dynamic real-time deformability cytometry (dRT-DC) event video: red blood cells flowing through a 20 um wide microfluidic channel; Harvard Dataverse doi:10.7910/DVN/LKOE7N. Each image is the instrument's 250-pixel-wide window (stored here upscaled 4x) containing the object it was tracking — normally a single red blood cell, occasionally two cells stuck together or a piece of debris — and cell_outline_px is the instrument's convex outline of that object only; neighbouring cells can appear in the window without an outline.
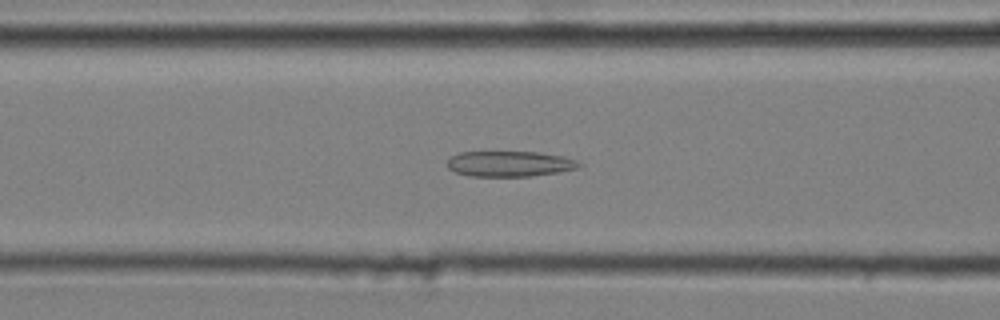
{"species": "common noctule bat (a hibernating species)", "species_latin": "Nyctalus noctula", "temperature_condition": "cold", "stored_images_in_passage": 49, "camera_frame_rate_fps": 3000, "um_per_image_px": 0.085, "animal": {"sex": "male", "body_mass_g": 20.4}, "frame": {"image": 1, "passage_image": 21, "time_ms": 6.667, "image_size_px": [1000, 320], "cell_outline_px": [[584, 164], [576, 168], [556, 172], [532, 176], [468, 176], [456, 172], [448, 168], [448, 160], [452, 156], [460, 152], [540, 152], [564, 156], [576, 160]], "centroid_in_image_um": [43.33, 13.92], "position_along_channel_um": 123.3, "area_um2": 19.54}}
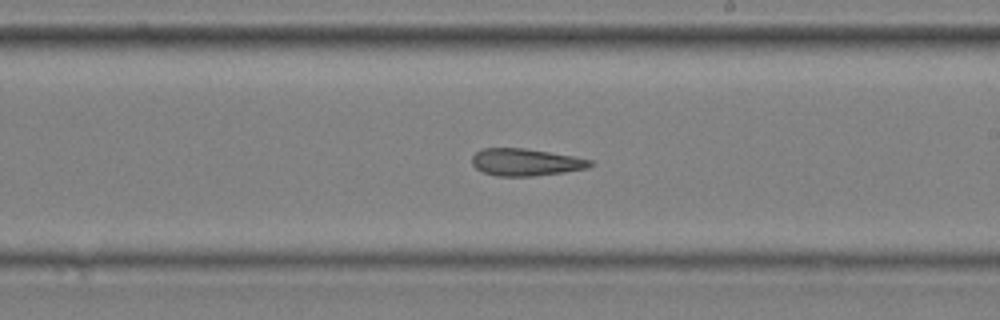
{"frame": {"image": 2, "passage_image": 31, "time_ms": 10.0, "image_size_px": [1000, 320], "cell_outline_px": [[596, 164], [588, 168], [564, 172], [532, 176], [496, 176], [484, 172], [476, 168], [472, 164], [472, 156], [476, 152], [484, 148], [524, 148], [572, 156], [592, 160]], "centroid_in_image_um": [44.7, 13.79], "position_along_channel_um": 244.3, "area_um2": 18.67}}
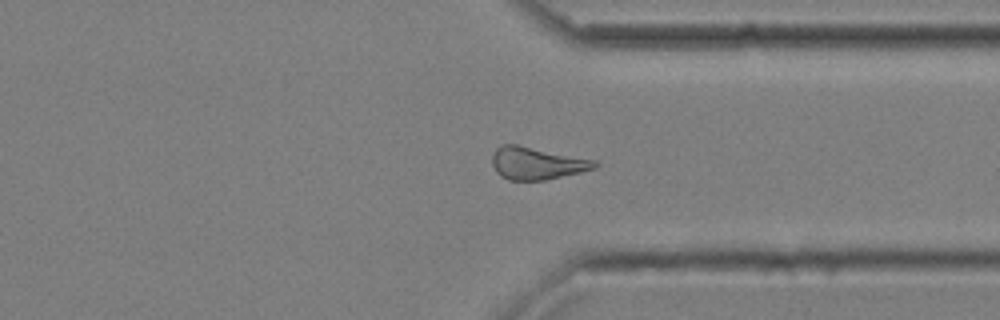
{"frame": {"image": 3, "passage_image": 41, "time_ms": 13.333, "image_size_px": [1000, 320], "cell_outline_px": [[600, 164], [596, 168], [580, 172], [544, 180], [508, 180], [500, 176], [496, 172], [492, 164], [492, 156], [496, 148], [500, 144], [516, 144], [596, 160]], "centroid_in_image_um": [45.61, 13.87], "position_along_channel_um": 365.8, "area_um2": 19.42}, "authors_computed_cell_mechanics": {"area_um2": 19.7098, "velocity_mm_per_s": 3.6381, "shape_relaxation_time_tau1_ms": null, "shape_relaxation_time_tau2_ms": 4.0478, "deformation_change_tau1": null, "deformation_change_tau2": 0.1383}}